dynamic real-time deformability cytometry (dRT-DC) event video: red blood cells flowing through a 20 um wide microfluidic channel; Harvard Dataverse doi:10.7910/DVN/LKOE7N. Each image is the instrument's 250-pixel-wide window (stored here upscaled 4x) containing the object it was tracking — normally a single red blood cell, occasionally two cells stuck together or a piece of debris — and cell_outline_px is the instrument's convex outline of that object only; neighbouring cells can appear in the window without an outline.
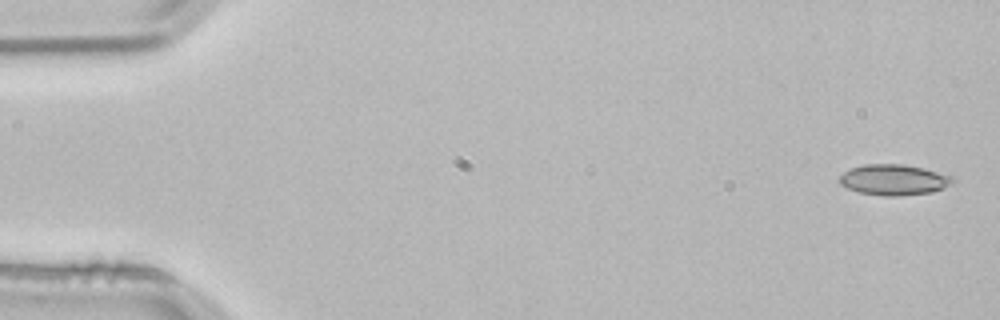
{"species": "common noctule bat (a hibernating species)", "species_latin": "Nyctalus noctula", "temperature_condition": "room temperature", "stored_images_in_passage": 4, "camera_frame_rate_fps": 3000, "um_per_image_px": 0.085, "animal": {"sex": "male", "body_mass_g": 21.5, "forearm_length_mm": 52.0}, "frame": {"image": 1, "passage_image": 1, "time_ms": 0.0, "image_size_px": [1000, 320], "cell_outline_px": [[952, 184], [944, 188], [932, 192], [900, 196], [884, 196], [860, 192], [848, 188], [840, 184], [840, 176], [844, 172], [852, 168], [864, 164], [904, 164], [924, 168], [952, 176]], "centroid_in_image_um": [75.99, 15.28], "position_along_channel_um": 9.0, "area_um2": 20.17}}
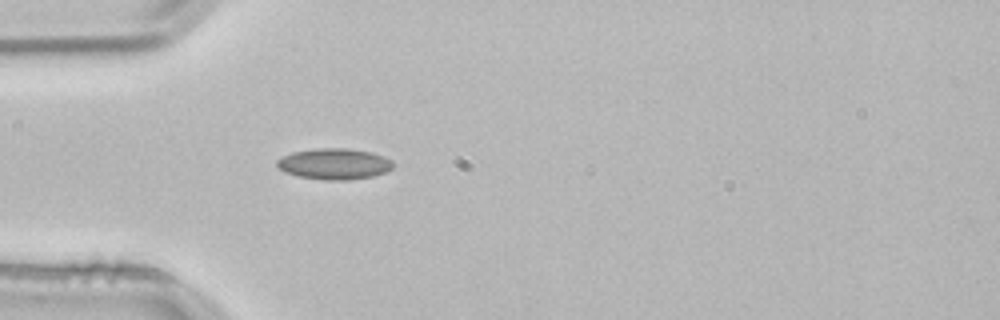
{"frame": {"image": 2, "passage_image": 4, "time_ms": 1.0, "image_size_px": [1000, 320], "cell_outline_px": [[392, 168], [384, 172], [372, 176], [348, 180], [324, 180], [296, 176], [284, 172], [276, 164], [276, 160], [292, 152], [320, 148], [348, 148], [368, 152], [384, 156], [392, 160]], "centroid_in_image_um": [28.39, 13.93], "position_along_channel_um": 56.6, "area_um2": 20.87}}